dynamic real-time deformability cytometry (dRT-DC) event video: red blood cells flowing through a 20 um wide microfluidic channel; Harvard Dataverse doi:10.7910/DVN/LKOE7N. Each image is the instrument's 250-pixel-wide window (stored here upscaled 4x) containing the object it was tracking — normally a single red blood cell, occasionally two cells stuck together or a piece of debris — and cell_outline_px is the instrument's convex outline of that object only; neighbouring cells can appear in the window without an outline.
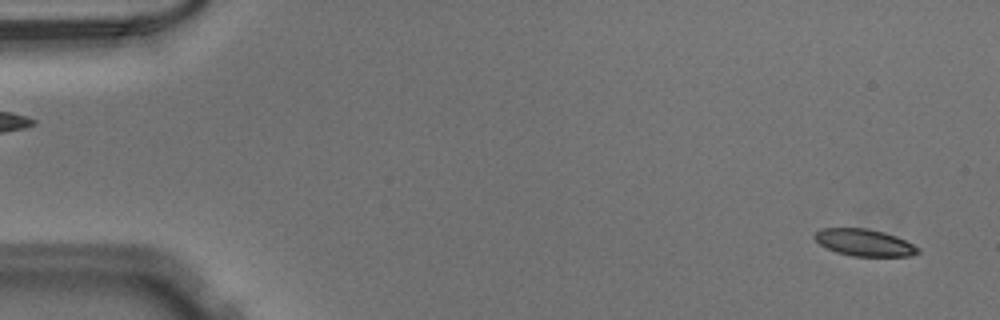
{"species": "Egyptian fruit bat (a non-hibernating species)", "species_latin": "Rousettus aegyptiacus", "temperature_condition": "warm", "stored_images_in_passage": 50, "camera_frame_rate_fps": 3000, "um_per_image_px": 0.085, "animal": {"sex": "male"}, "frame": {"image": 1, "passage_image": 2, "time_ms": 0.333, "image_size_px": [1000, 320], "cell_outline_px": [[920, 252], [908, 256], [852, 256], [836, 252], [820, 244], [812, 236], [820, 228], [868, 228], [884, 232], [896, 236], [920, 248]], "centroid_in_image_um": [73.45, 20.61], "position_along_channel_um": 11.5, "area_um2": 16.18}}
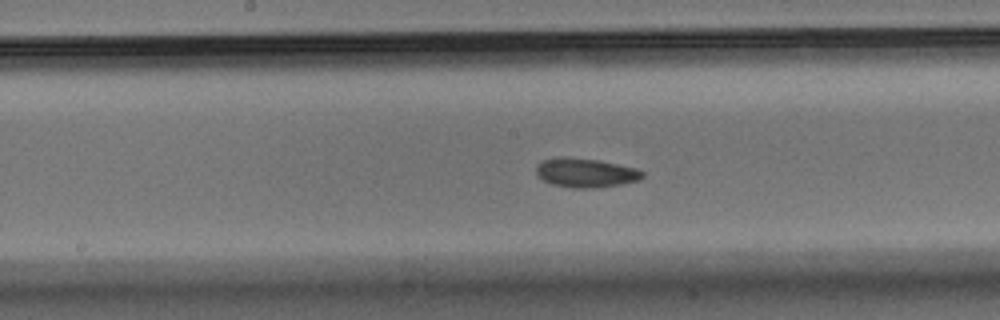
{"frame": {"image": 2, "passage_image": 26, "time_ms": 8.333, "image_size_px": [1000, 320], "cell_outline_px": [[644, 176], [640, 180], [620, 184], [592, 188], [572, 188], [552, 184], [544, 180], [536, 172], [536, 168], [544, 160], [600, 160], [636, 168], [644, 172]], "centroid_in_image_um": [49.89, 14.74], "position_along_channel_um": 198.3, "area_um2": 17.11}}
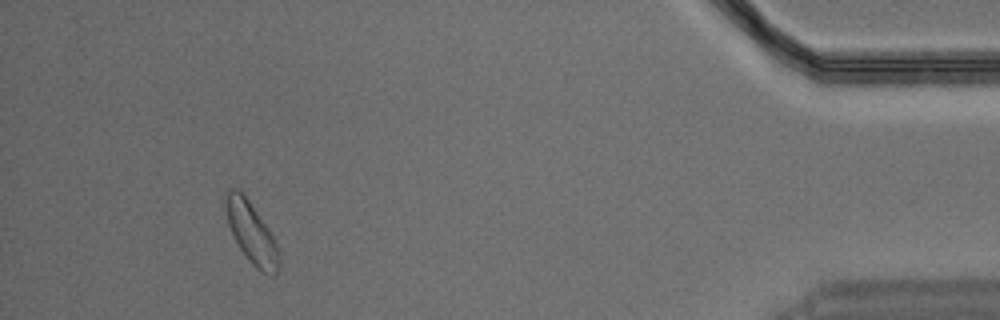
{"frame": {"image": 3, "passage_image": 47, "time_ms": 15.333, "image_size_px": [1000, 320], "cell_outline_px": [[280, 264], [276, 272], [272, 276], [260, 272], [248, 260], [240, 248], [228, 224], [224, 204], [224, 196], [228, 188], [240, 188], [268, 228], [280, 252]], "centroid_in_image_um": [21.36, 19.76], "position_along_channel_um": 413.8, "area_um2": 19.07}}